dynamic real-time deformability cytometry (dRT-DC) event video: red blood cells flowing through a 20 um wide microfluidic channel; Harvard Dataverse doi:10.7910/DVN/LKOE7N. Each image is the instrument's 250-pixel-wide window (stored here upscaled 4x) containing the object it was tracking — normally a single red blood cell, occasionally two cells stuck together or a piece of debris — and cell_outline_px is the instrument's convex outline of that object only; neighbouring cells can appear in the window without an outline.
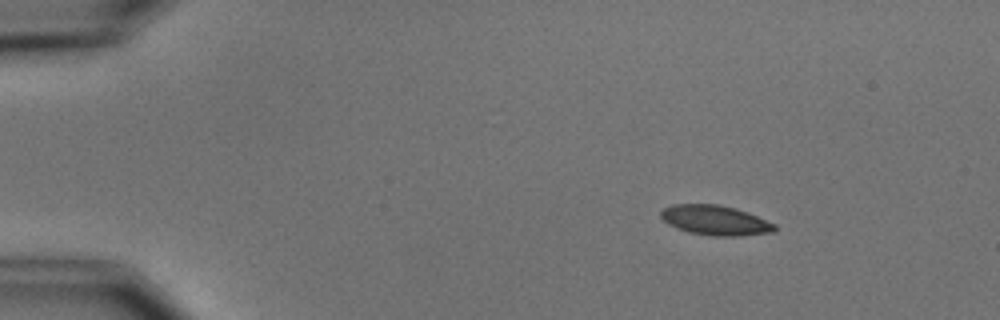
{"species": "common noctule bat (a hibernating species)", "species_latin": "Nyctalus noctula", "temperature_condition": "cold", "stored_images_in_passage": 4, "camera_frame_rate_fps": 3000, "um_per_image_px": 0.085, "animal": {"sex": "male", "body_mass_g": 15.6}, "frame": {"image": 1, "passage_image": 1, "time_ms": 0.0, "image_size_px": [1000, 320], "cell_outline_px": [[776, 232], [740, 236], [712, 236], [688, 232], [676, 228], [668, 224], [660, 216], [660, 212], [664, 208], [672, 204], [720, 204], [736, 208], [748, 212], [776, 224]], "centroid_in_image_um": [60.82, 18.72], "position_along_channel_um": 24.2, "area_um2": 20.06}}
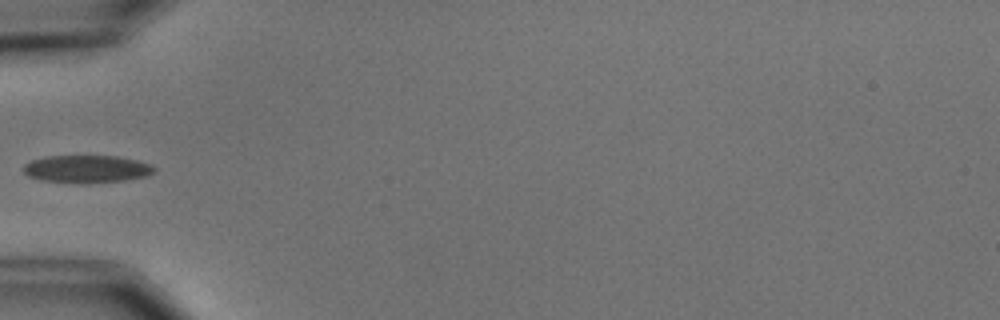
{"frame": {"image": 2, "passage_image": 4, "time_ms": 3.667, "image_size_px": [1000, 320], "cell_outline_px": [[156, 172], [148, 176], [124, 180], [80, 184], [40, 180], [28, 176], [24, 172], [24, 164], [32, 160], [44, 156], [116, 156], [136, 160], [152, 164], [156, 168]], "centroid_in_image_um": [7.39, 14.37], "position_along_channel_um": 77.6, "area_um2": 21.27}}